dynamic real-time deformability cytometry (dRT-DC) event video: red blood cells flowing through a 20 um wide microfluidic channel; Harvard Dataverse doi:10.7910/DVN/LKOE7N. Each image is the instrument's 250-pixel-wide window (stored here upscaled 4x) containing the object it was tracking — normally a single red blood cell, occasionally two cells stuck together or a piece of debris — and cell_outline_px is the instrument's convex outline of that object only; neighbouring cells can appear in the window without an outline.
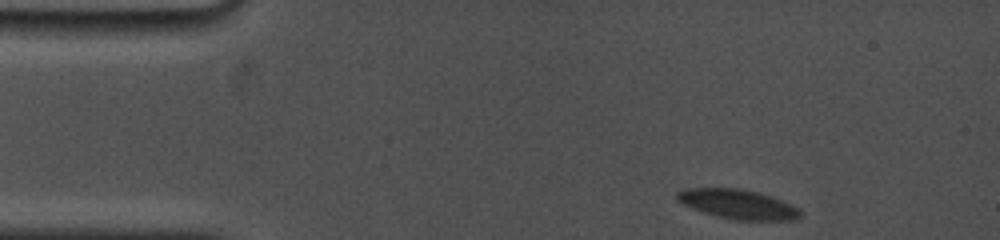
{"species": "common noctule bat (a hibernating species)", "species_latin": "Nyctalus noctula", "temperature_condition": "cold", "stored_images_in_passage": 55, "camera_frame_rate_fps": 5000, "um_per_image_px": 0.085, "animal": {"sex": "female", "body_mass_g": 19.0, "forearm_length_mm": 53.3}, "frame": {"image": 1, "passage_image": 1, "time_ms": 0.0, "image_size_px": [1000, 240], "cell_outline_px": [[804, 216], [796, 220], [736, 220], [716, 216], [704, 212], [684, 204], [676, 200], [676, 192], [684, 188], [740, 188], [760, 192], [772, 196], [792, 204], [800, 208], [804, 212]], "centroid_in_image_um": [62.8, 17.35], "position_along_channel_um": 22.2, "area_um2": 21.56}}
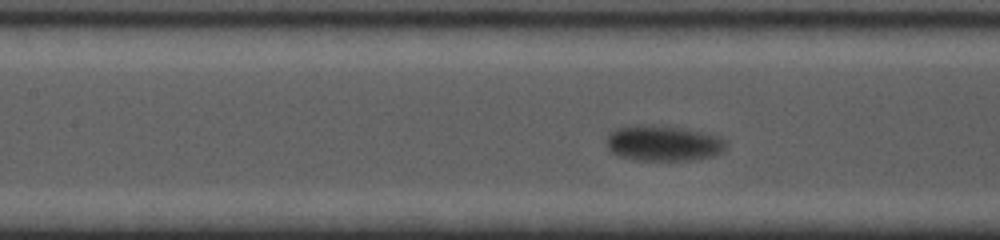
{"frame": {"image": 2, "passage_image": 31, "time_ms": 5.8, "image_size_px": [1000, 240], "cell_outline_px": [[728, 144], [720, 152], [712, 156], [688, 160], [644, 160], [620, 156], [612, 152], [608, 148], [608, 132], [616, 128], [628, 124], [640, 124], [684, 128], [704, 132], [720, 136]], "centroid_in_image_um": [56.37, 12.14], "position_along_channel_um": 151.0, "area_um2": 24.74}}
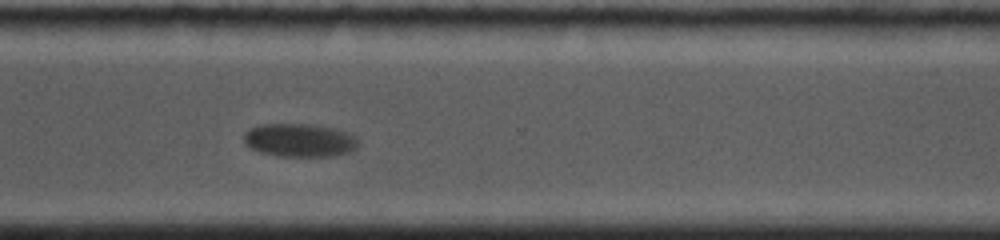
{"frame": {"image": 3, "passage_image": 54, "time_ms": 11.4, "image_size_px": [1000, 240], "cell_outline_px": [[360, 144], [356, 148], [348, 152], [332, 156], [280, 156], [260, 152], [244, 144], [244, 132], [260, 124], [308, 124], [332, 128], [348, 132], [356, 136], [360, 140]], "centroid_in_image_um": [25.49, 11.92], "position_along_channel_um": 345.1, "area_um2": 22.25}}